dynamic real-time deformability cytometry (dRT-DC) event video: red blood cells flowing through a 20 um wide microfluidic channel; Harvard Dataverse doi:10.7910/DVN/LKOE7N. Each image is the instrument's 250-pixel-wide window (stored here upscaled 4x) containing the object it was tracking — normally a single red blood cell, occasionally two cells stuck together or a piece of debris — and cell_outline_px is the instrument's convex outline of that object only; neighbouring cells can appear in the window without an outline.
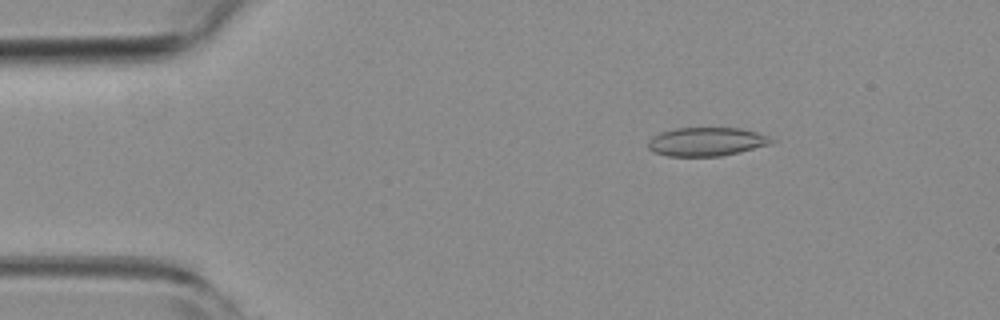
{"species": "common noctule bat (a hibernating species)", "species_latin": "Nyctalus noctula", "temperature_condition": "room temperature", "stored_images_in_passage": 51, "camera_frame_rate_fps": 3000, "um_per_image_px": 0.085, "animal": {"sex": "female", "body_mass_g": 19.3, "forearm_length_mm": 54.1}, "frame": {"image": 1, "passage_image": 8, "time_ms": 2.333, "image_size_px": [1000, 320], "cell_outline_px": [[776, 140], [772, 144], [740, 152], [720, 156], [668, 156], [652, 152], [648, 148], [648, 140], [652, 136], [660, 132], [676, 128], [740, 128], [756, 132], [768, 136]], "centroid_in_image_um": [60.04, 12.04], "position_along_channel_um": 25.0, "area_um2": 20.75}}
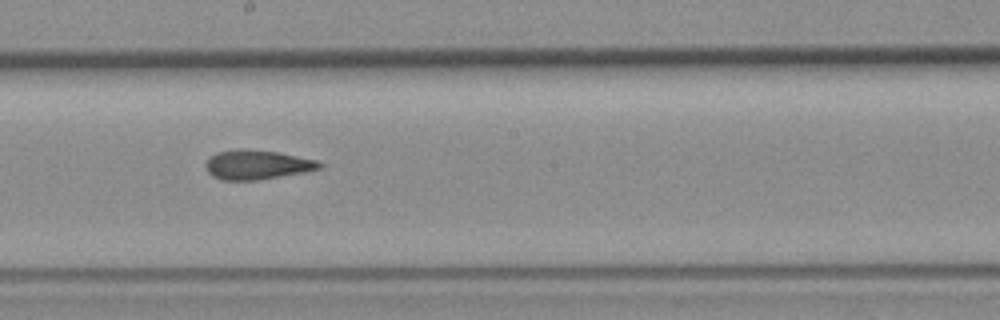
{"frame": {"image": 2, "passage_image": 28, "time_ms": 9.0, "image_size_px": [1000, 320], "cell_outline_px": [[324, 168], [304, 172], [256, 180], [220, 180], [212, 176], [208, 172], [204, 164], [208, 156], [216, 152], [236, 148], [248, 148], [280, 152], [316, 160], [324, 164]], "centroid_in_image_um": [21.82, 13.98], "position_along_channel_um": 226.4, "area_um2": 19.94}}
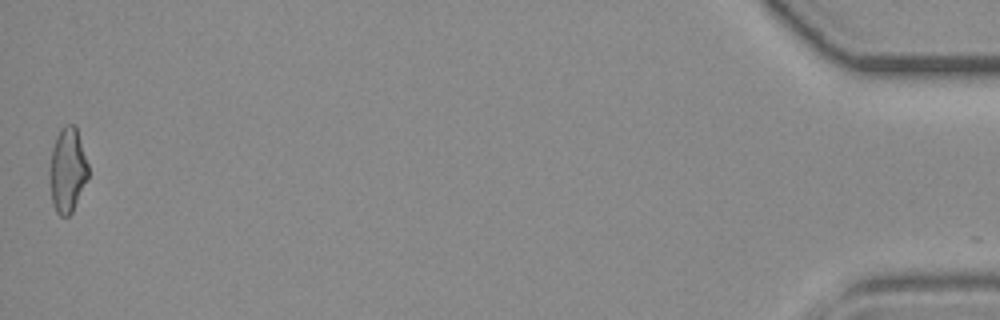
{"frame": {"image": 3, "passage_image": 51, "time_ms": 16.667, "image_size_px": [1000, 320], "cell_outline_px": [[88, 176], [72, 212], [68, 216], [60, 216], [56, 212], [52, 204], [48, 172], [48, 168], [52, 148], [56, 136], [60, 128], [68, 124], [76, 124], [88, 164]], "centroid_in_image_um": [5.71, 14.43], "position_along_channel_um": 429.5, "area_um2": 19.31}, "authors_computed_cell_mechanics": {"area_um2": 19.8254, "velocity_mm_per_s": 3.9972, "shape_relaxation_time_tau1_ms": null, "shape_relaxation_time_tau2_ms": 2.6512, "deformation_change_tau1": null, "deformation_change_tau2": 0.1146}}